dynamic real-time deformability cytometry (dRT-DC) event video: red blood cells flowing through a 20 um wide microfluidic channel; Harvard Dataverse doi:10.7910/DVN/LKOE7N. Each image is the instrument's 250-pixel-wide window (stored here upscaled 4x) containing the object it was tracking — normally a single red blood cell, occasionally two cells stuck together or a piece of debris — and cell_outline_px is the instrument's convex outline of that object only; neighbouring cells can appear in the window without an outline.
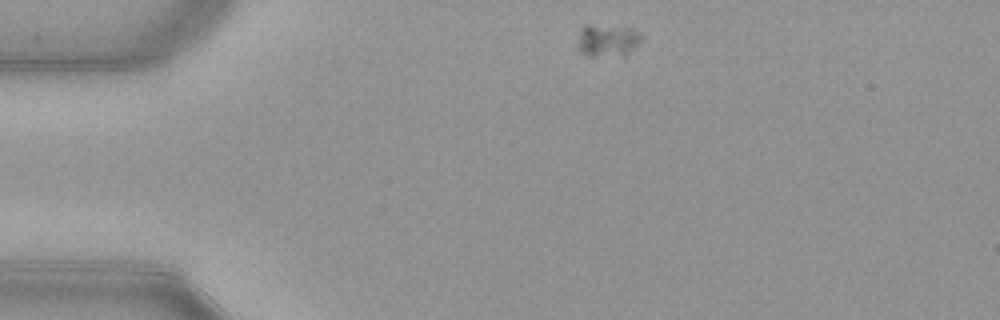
{"species": "common noctule bat (a hibernating species)", "species_latin": "Nyctalus noctula", "temperature_condition": "warm", "stored_images_in_passage": 45, "camera_frame_rate_fps": 3000, "um_per_image_px": 0.085, "animal": {"sex": "female", "body_mass_g": 21.9}, "frame": {"image": 1, "passage_image": 1, "time_ms": 0.0, "image_size_px": [1000, 320], "cell_outline_px": [[644, 36], [624, 56], [588, 56], [580, 52], [576, 48], [576, 44], [580, 28], [584, 24], [588, 24], [632, 28], [640, 32]], "centroid_in_image_um": [51.57, 3.42], "position_along_channel_um": 33.4, "area_um2": 12.31}}
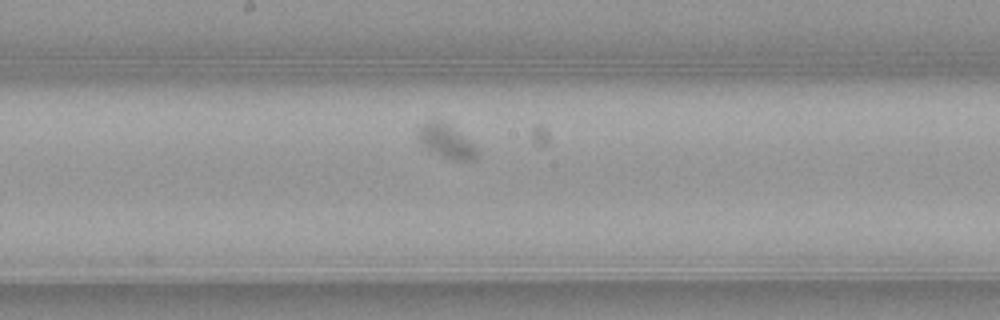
{"frame": {"image": 2, "passage_image": 19, "time_ms": 6.0, "image_size_px": [1000, 320], "cell_outline_px": [[480, 156], [472, 160], [452, 160], [424, 148], [416, 140], [416, 136], [420, 124], [428, 120], [444, 120], [472, 144], [476, 148]], "centroid_in_image_um": [37.86, 11.99], "position_along_channel_um": 210.3, "area_um2": 11.73}}
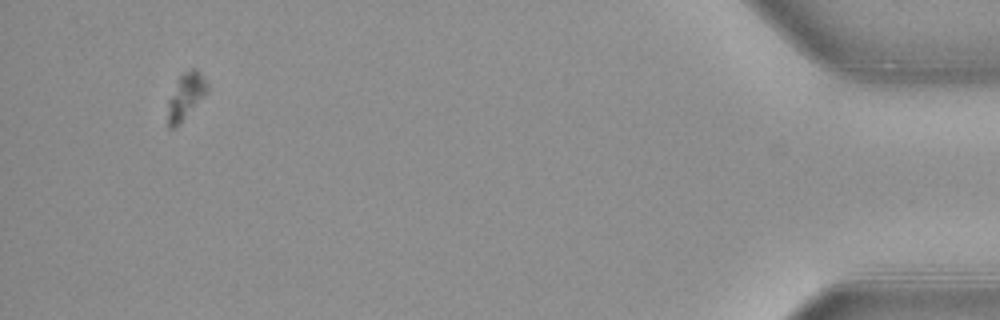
{"frame": {"image": 3, "passage_image": 42, "time_ms": 13.667, "image_size_px": [1000, 320], "cell_outline_px": [[208, 92], [180, 124], [176, 128], [168, 128], [168, 100], [180, 76], [184, 72], [192, 68], [196, 68], [200, 72], [208, 84]], "centroid_in_image_um": [15.81, 8.19], "position_along_channel_um": 419.4, "area_um2": 10.58}, "authors_computed_cell_mechanics": {"area_um2": 10.8664, "velocity_mm_per_s": 3.7671, "shape_relaxation_time_tau1_ms": 7.0789, "shape_relaxation_time_tau2_ms": null, "deformation_change_tau1": 0.0924, "deformation_change_tau2": null}}